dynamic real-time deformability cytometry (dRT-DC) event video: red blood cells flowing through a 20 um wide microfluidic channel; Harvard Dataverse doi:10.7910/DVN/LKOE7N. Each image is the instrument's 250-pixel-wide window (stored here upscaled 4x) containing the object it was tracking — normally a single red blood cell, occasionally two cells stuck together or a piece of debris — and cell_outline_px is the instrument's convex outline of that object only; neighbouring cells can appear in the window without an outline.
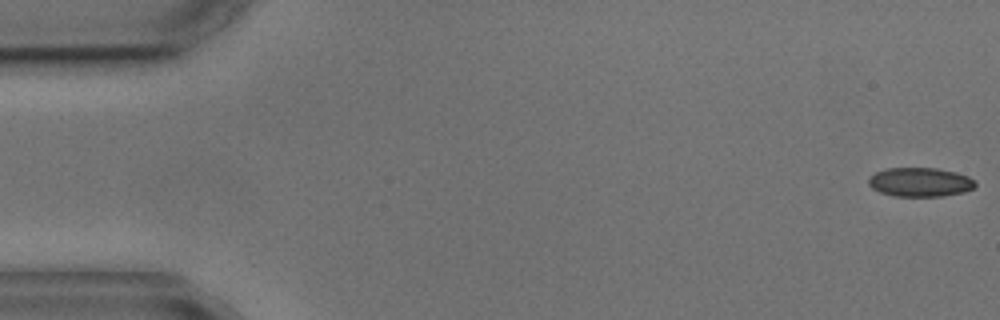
{"species": "common noctule bat (a hibernating species)", "species_latin": "Nyctalus noctula", "temperature_condition": "cold", "stored_images_in_passage": 4, "camera_frame_rate_fps": 3000, "um_per_image_px": 0.085, "animal": {"sex": "male", "body_mass_g": 17.9, "forearm_length_mm": 54.2}, "frame": {"image": 1, "passage_image": 1, "time_ms": 0.0, "image_size_px": [1000, 320], "cell_outline_px": [[976, 188], [964, 192], [944, 196], [896, 196], [880, 192], [872, 188], [868, 184], [868, 180], [876, 172], [888, 168], [936, 168], [956, 172], [968, 176], [976, 180]], "centroid_in_image_um": [78.26, 15.48], "position_along_channel_um": 6.7, "area_um2": 18.15}}
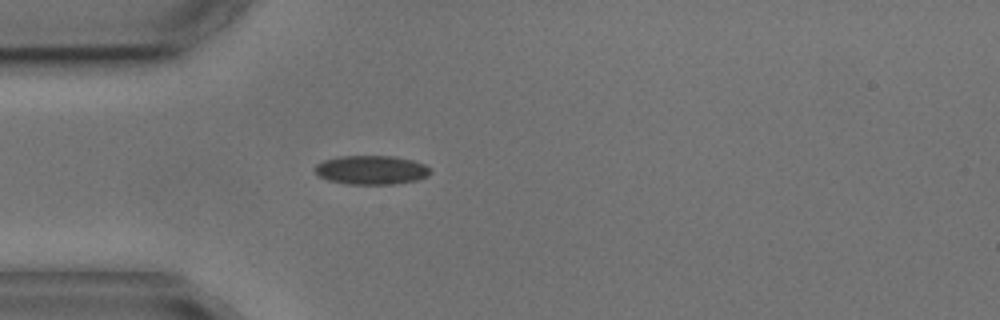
{"frame": {"image": 2, "passage_image": 4, "time_ms": 4.667, "image_size_px": [1000, 320], "cell_outline_px": [[432, 172], [428, 176], [416, 180], [396, 184], [348, 184], [328, 180], [320, 176], [312, 168], [316, 164], [324, 160], [340, 156], [396, 156], [412, 160], [424, 164], [432, 168]], "centroid_in_image_um": [31.59, 14.44], "position_along_channel_um": 53.4, "area_um2": 19.65}}